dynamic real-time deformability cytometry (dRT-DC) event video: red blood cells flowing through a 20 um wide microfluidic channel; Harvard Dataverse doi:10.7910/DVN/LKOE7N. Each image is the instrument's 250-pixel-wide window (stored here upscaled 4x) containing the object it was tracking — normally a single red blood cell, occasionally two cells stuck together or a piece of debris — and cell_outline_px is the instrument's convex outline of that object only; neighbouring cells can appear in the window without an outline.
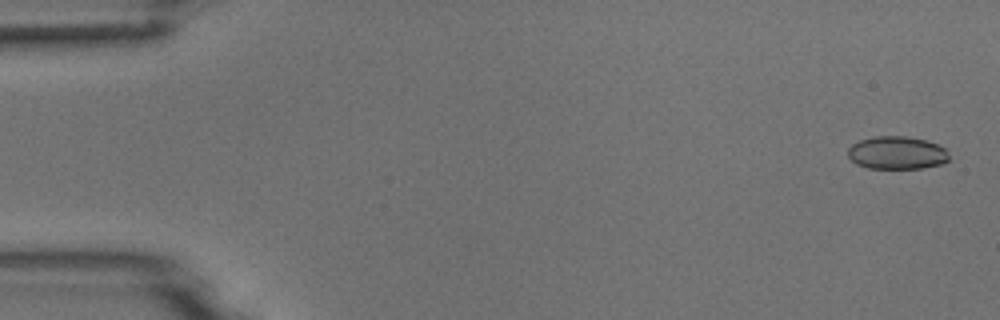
{"species": "common noctule bat (a hibernating species)", "species_latin": "Nyctalus noctula", "temperature_condition": "room temperature", "stored_images_in_passage": 5, "camera_frame_rate_fps": 3000, "um_per_image_px": 0.085, "animal": {"sex": "male", "body_mass_g": 18.8}, "frame": {"image": 1, "passage_image": 1, "time_ms": 0.0, "image_size_px": [1000, 320], "cell_outline_px": [[948, 160], [940, 164], [920, 168], [868, 168], [856, 164], [848, 156], [848, 148], [852, 144], [860, 140], [872, 136], [904, 136], [924, 140], [936, 144], [944, 148], [948, 152]], "centroid_in_image_um": [76.2, 12.98], "position_along_channel_um": 8.8, "area_um2": 19.25}}
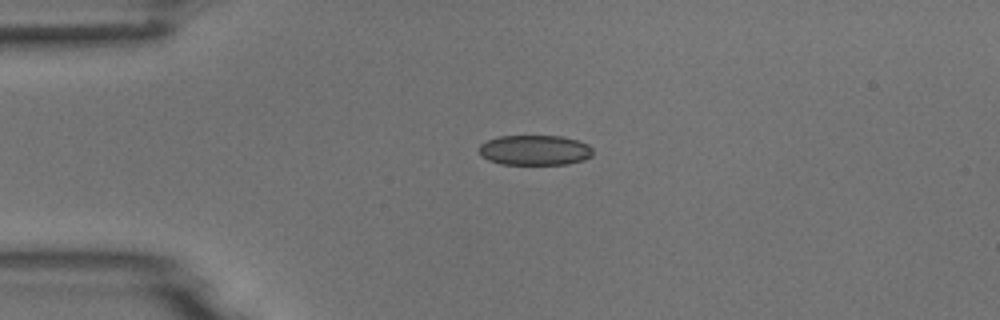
{"frame": {"image": 2, "passage_image": 4, "time_ms": 1.0, "image_size_px": [1000, 320], "cell_outline_px": [[592, 156], [584, 160], [568, 164], [500, 164], [488, 160], [480, 156], [480, 144], [488, 140], [500, 136], [560, 136], [576, 140], [588, 144], [592, 148]], "centroid_in_image_um": [45.46, 12.77], "position_along_channel_um": 39.5, "area_um2": 20.0}}